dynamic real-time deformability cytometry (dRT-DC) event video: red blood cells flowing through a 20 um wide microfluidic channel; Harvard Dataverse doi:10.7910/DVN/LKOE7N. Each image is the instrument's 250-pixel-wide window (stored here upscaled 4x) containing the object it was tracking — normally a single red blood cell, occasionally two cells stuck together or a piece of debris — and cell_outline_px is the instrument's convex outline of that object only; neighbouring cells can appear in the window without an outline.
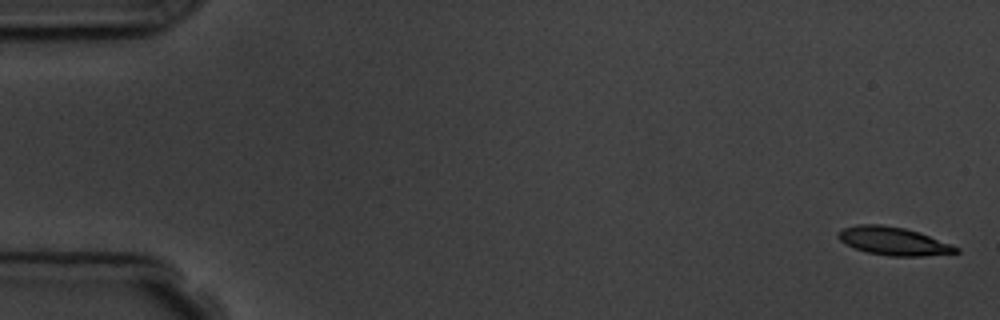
{"species": "common noctule bat (a hibernating species)", "species_latin": "Nyctalus noctula", "temperature_condition": "room temperature", "stored_images_in_passage": 4, "camera_frame_rate_fps": 3000, "um_per_image_px": 0.085, "animal": {"sex": "male", "body_mass_g": 19.5, "forearm_length_mm": 54.6}, "frame": {"image": 1, "passage_image": 1, "time_ms": 0.0, "image_size_px": [1000, 320], "cell_outline_px": [[960, 252], [924, 256], [888, 256], [868, 252], [856, 248], [840, 240], [836, 236], [836, 232], [844, 228], [856, 224], [880, 224], [904, 228], [920, 232], [952, 244], [960, 248]], "centroid_in_image_um": [75.96, 20.48], "position_along_channel_um": 9.0, "area_um2": 19.36}}
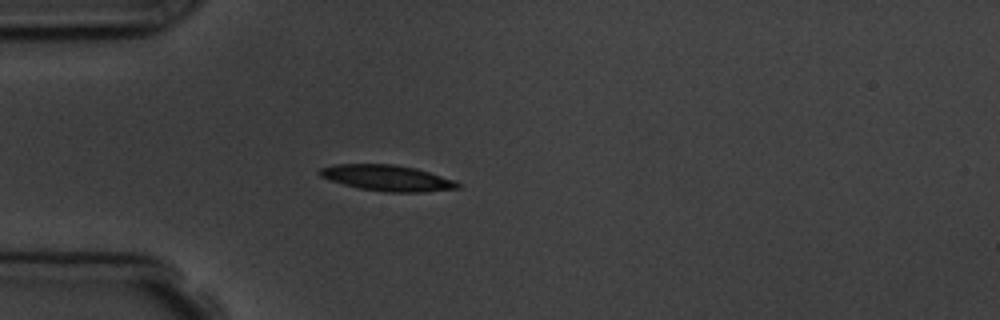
{"frame": {"image": 2, "passage_image": 4, "time_ms": 4.667, "image_size_px": [1000, 320], "cell_outline_px": [[460, 188], [424, 192], [388, 192], [360, 188], [344, 184], [320, 176], [316, 172], [320, 168], [332, 164], [396, 164], [416, 168], [456, 180], [460, 184]], "centroid_in_image_um": [32.93, 15.12], "position_along_channel_um": 52.1, "area_um2": 20.87}}